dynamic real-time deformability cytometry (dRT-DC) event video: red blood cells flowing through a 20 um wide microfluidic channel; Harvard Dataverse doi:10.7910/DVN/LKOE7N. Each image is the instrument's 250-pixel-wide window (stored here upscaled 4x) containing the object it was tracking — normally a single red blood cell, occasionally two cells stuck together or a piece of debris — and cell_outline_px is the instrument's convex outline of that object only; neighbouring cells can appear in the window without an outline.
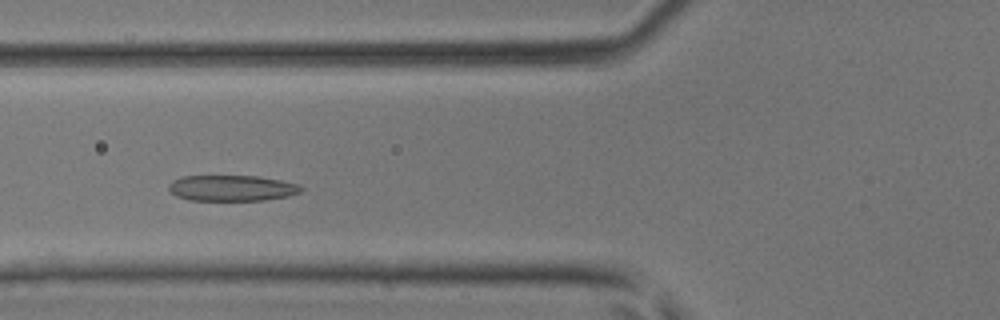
{"species": "common noctule bat (a hibernating species)", "species_latin": "Nyctalus noctula", "temperature_condition": "room temperature", "stored_images_in_passage": 42, "camera_frame_rate_fps": 3000, "um_per_image_px": 0.085, "animal": {"sex": "male", "body_mass_g": 17.9, "forearm_length_mm": 54.2}, "frame": {"image": 1, "passage_image": 13, "time_ms": 4.0, "image_size_px": [1000, 320], "cell_outline_px": [[304, 188], [300, 192], [288, 196], [264, 200], [188, 200], [176, 196], [168, 188], [168, 184], [172, 180], [180, 176], [256, 176], [280, 180], [296, 184]], "centroid_in_image_um": [19.66, 15.98], "position_along_channel_um": 106.1, "area_um2": 19.88}}
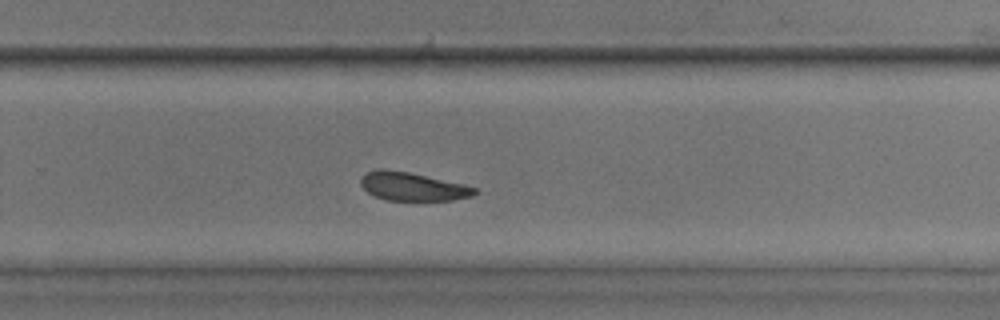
{"frame": {"image": 2, "passage_image": 26, "time_ms": 8.333, "image_size_px": [1000, 320], "cell_outline_px": [[476, 192], [472, 196], [452, 200], [384, 200], [368, 192], [360, 184], [360, 180], [364, 172], [376, 168], [384, 168], [408, 172], [464, 184], [476, 188]], "centroid_in_image_um": [35.02, 15.84], "position_along_channel_um": 294.8, "area_um2": 18.84}}
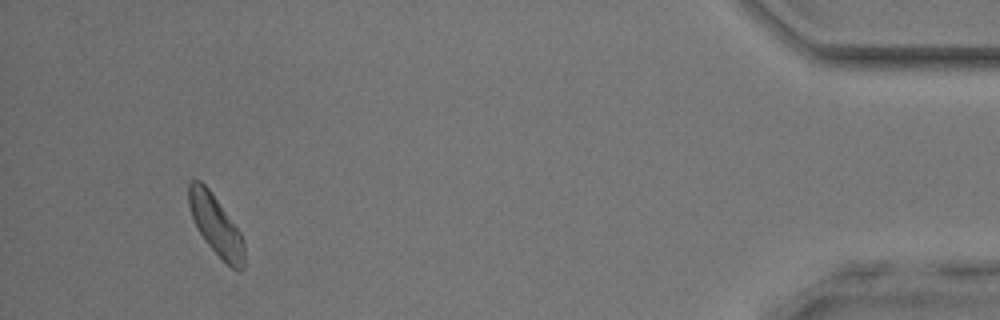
{"frame": {"image": 3, "passage_image": 39, "time_ms": 12.667, "image_size_px": [1000, 320], "cell_outline_px": [[244, 268], [240, 272], [236, 272], [204, 240], [192, 216], [188, 204], [188, 184], [192, 180], [200, 180], [208, 188], [240, 232], [244, 240]], "centroid_in_image_um": [18.36, 19.16], "position_along_channel_um": 416.8, "area_um2": 19.02}}